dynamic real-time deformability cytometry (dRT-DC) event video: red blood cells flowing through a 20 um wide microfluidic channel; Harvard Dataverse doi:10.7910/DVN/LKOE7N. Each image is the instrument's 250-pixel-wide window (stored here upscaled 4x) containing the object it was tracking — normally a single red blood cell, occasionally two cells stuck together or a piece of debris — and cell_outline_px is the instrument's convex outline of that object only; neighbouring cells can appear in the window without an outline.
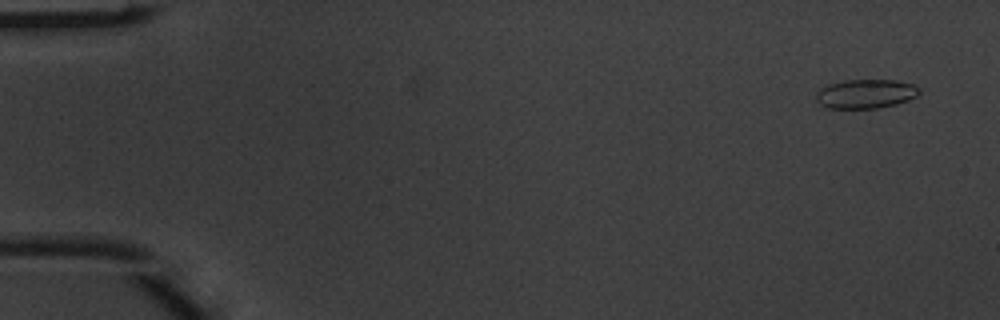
{"species": "common noctule bat (a hibernating species)", "species_latin": "Nyctalus noctula", "temperature_condition": "warm", "stored_images_in_passage": 6, "camera_frame_rate_fps": 3000, "um_per_image_px": 0.085, "animal": {"sex": "male", "body_mass_g": 20.1, "forearm_length_mm": 53.5}, "frame": {"image": 1, "passage_image": 1, "time_ms": 0.0, "image_size_px": [1000, 320], "cell_outline_px": [[920, 92], [916, 96], [908, 100], [896, 104], [876, 108], [828, 108], [820, 104], [816, 100], [816, 92], [820, 88], [828, 84], [844, 80], [896, 80], [912, 84], [920, 88]], "centroid_in_image_um": [73.57, 7.97], "position_along_channel_um": 11.4, "area_um2": 17.51}}
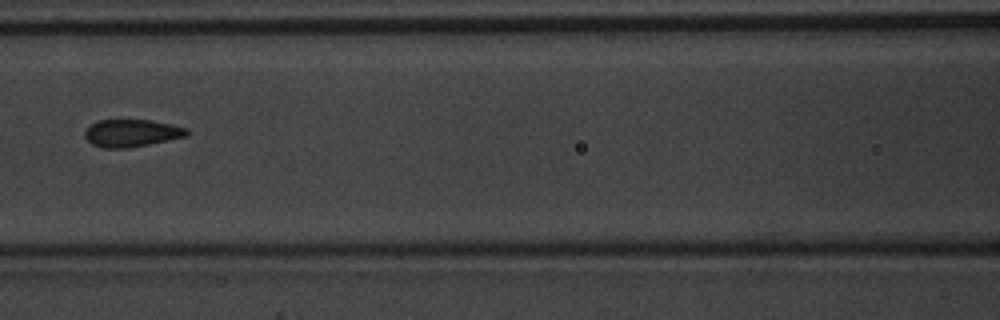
{"frame": {"image": 2, "passage_image": 6, "time_ms": 1.667, "image_size_px": [1000, 320], "cell_outline_px": [[188, 136], [128, 148], [104, 148], [92, 144], [84, 136], [84, 132], [92, 124], [100, 120], [152, 120], [172, 124], [188, 128]], "centroid_in_image_um": [11.21, 11.31], "position_along_channel_um": 155.4, "area_um2": 16.24}}